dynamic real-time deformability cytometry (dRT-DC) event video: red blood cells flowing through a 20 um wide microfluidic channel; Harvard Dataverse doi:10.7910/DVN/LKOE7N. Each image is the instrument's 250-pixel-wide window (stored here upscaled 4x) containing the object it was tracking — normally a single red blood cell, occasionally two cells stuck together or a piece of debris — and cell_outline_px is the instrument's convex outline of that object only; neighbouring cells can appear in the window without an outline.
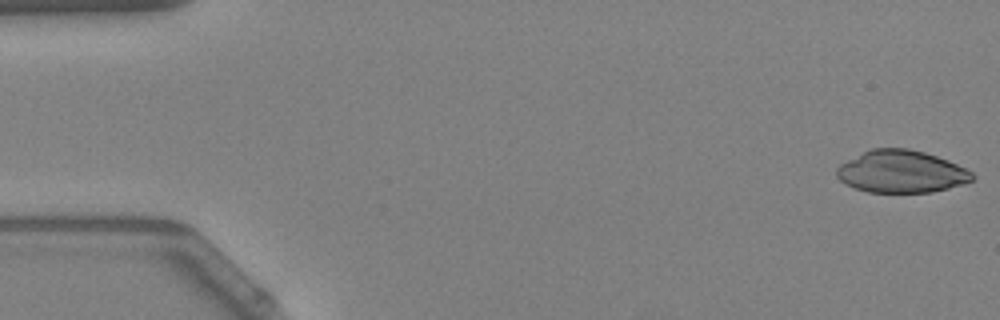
{"species": "Egyptian fruit bat (a non-hibernating species)", "species_latin": "Rousettus aegyptiacus", "temperature_condition": "warm", "stored_images_in_passage": 46, "camera_frame_rate_fps": 3000, "um_per_image_px": 0.085, "animal": {"sex": "female"}, "frame": {"image": 1, "passage_image": 1, "time_ms": 0.0, "image_size_px": [1000, 320], "cell_outline_px": [[976, 176], [972, 180], [948, 188], [928, 192], [868, 192], [856, 188], [840, 180], [836, 176], [836, 168], [840, 164], [872, 148], [908, 148], [924, 152], [948, 160], [972, 172]], "centroid_in_image_um": [76.6, 14.58], "position_along_channel_um": 8.4, "area_um2": 33.06}}